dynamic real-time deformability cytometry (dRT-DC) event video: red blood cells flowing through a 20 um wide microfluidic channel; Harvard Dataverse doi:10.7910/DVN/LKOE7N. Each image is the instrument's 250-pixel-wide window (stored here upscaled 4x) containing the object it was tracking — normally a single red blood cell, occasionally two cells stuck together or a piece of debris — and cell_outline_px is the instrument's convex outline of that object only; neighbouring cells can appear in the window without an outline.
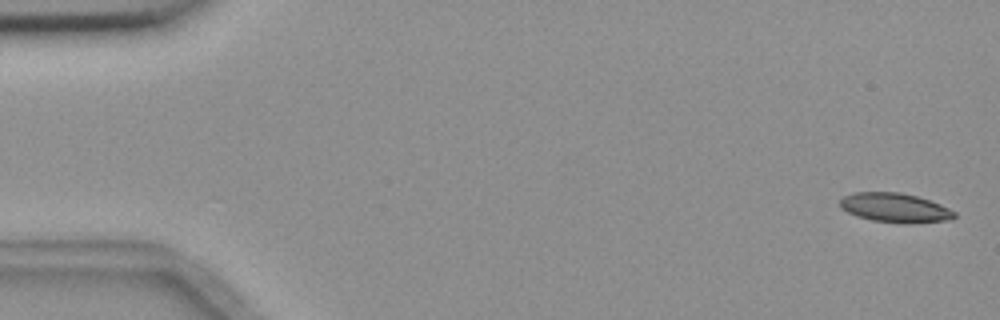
{"species": "common noctule bat (a hibernating species)", "species_latin": "Nyctalus noctula", "temperature_condition": "room temperature", "stored_images_in_passage": 5, "camera_frame_rate_fps": 3000, "um_per_image_px": 0.085, "animal": {"sex": "female", "body_mass_g": 18.4}, "frame": {"image": 1, "passage_image": 1, "time_ms": 0.0, "image_size_px": [1000, 320], "cell_outline_px": [[956, 216], [948, 220], [904, 224], [872, 220], [856, 216], [840, 208], [840, 200], [844, 196], [856, 192], [900, 192], [916, 196], [940, 204], [956, 212]], "centroid_in_image_um": [76.06, 17.66], "position_along_channel_um": 8.9, "area_um2": 19.48}}